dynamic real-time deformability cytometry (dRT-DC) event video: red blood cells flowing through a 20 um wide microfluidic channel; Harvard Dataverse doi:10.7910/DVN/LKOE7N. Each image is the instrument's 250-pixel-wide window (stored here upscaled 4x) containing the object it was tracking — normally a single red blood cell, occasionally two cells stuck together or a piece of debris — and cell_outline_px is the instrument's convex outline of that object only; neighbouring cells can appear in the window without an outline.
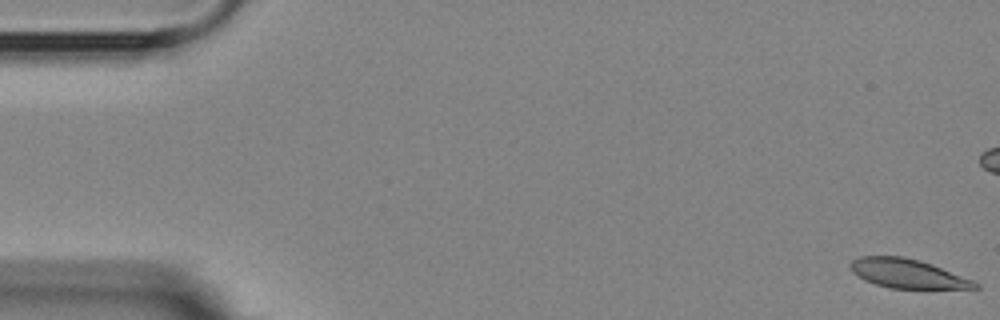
{"species": "Egyptian fruit bat (a non-hibernating species)", "species_latin": "Rousettus aegyptiacus", "temperature_condition": "room temperature", "stored_images_in_passage": 6, "camera_frame_rate_fps": 3000, "um_per_image_px": 0.085, "animal": {"sex": "female"}, "frame": {"image": 1, "passage_image": 1, "time_ms": 0.0, "image_size_px": [1000, 320], "cell_outline_px": [[980, 288], [888, 288], [864, 280], [852, 272], [848, 264], [852, 260], [860, 256], [904, 256], [920, 260], [932, 264], [972, 280], [980, 284]], "centroid_in_image_um": [77.09, 23.24], "position_along_channel_um": 7.9, "area_um2": 21.04}}
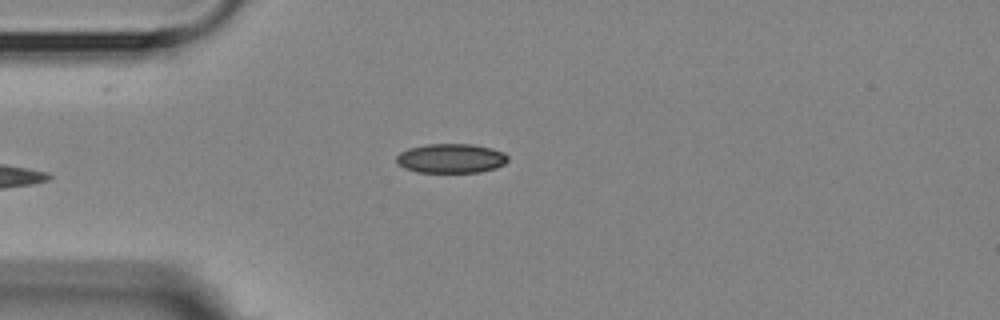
{"frame": {"image": 2, "passage_image": 6, "time_ms": 6.0, "image_size_px": [1000, 320], "cell_outline_px": [[508, 160], [504, 164], [496, 168], [480, 172], [416, 172], [404, 168], [396, 160], [396, 156], [400, 152], [408, 148], [428, 144], [472, 144], [492, 148], [504, 152], [508, 156]], "centroid_in_image_um": [38.35, 13.46], "position_along_channel_um": 46.6, "area_um2": 19.13}}